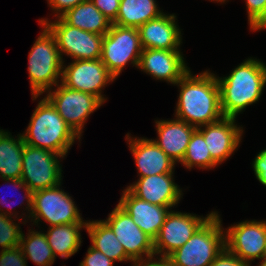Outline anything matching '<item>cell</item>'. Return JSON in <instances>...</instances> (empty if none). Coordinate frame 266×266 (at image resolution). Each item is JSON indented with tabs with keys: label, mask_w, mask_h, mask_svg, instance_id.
Returning a JSON list of instances; mask_svg holds the SVG:
<instances>
[{
	"label": "cell",
	"mask_w": 266,
	"mask_h": 266,
	"mask_svg": "<svg viewBox=\"0 0 266 266\" xmlns=\"http://www.w3.org/2000/svg\"><path fill=\"white\" fill-rule=\"evenodd\" d=\"M153 259L150 257L146 261L143 259L133 264H135L134 266H174L167 257H160L157 261H152Z\"/></svg>",
	"instance_id": "38"
},
{
	"label": "cell",
	"mask_w": 266,
	"mask_h": 266,
	"mask_svg": "<svg viewBox=\"0 0 266 266\" xmlns=\"http://www.w3.org/2000/svg\"><path fill=\"white\" fill-rule=\"evenodd\" d=\"M158 140H153L174 162H181L197 129L181 119L155 122Z\"/></svg>",
	"instance_id": "21"
},
{
	"label": "cell",
	"mask_w": 266,
	"mask_h": 266,
	"mask_svg": "<svg viewBox=\"0 0 266 266\" xmlns=\"http://www.w3.org/2000/svg\"><path fill=\"white\" fill-rule=\"evenodd\" d=\"M213 213L200 218L190 213L170 211L154 240L155 255L160 254L161 257H167L183 246Z\"/></svg>",
	"instance_id": "13"
},
{
	"label": "cell",
	"mask_w": 266,
	"mask_h": 266,
	"mask_svg": "<svg viewBox=\"0 0 266 266\" xmlns=\"http://www.w3.org/2000/svg\"><path fill=\"white\" fill-rule=\"evenodd\" d=\"M22 233L19 247L25 258L28 257L39 266H51L55 260L45 233L31 231L27 238Z\"/></svg>",
	"instance_id": "27"
},
{
	"label": "cell",
	"mask_w": 266,
	"mask_h": 266,
	"mask_svg": "<svg viewBox=\"0 0 266 266\" xmlns=\"http://www.w3.org/2000/svg\"><path fill=\"white\" fill-rule=\"evenodd\" d=\"M26 259L19 246L0 252V266H27Z\"/></svg>",
	"instance_id": "31"
},
{
	"label": "cell",
	"mask_w": 266,
	"mask_h": 266,
	"mask_svg": "<svg viewBox=\"0 0 266 266\" xmlns=\"http://www.w3.org/2000/svg\"><path fill=\"white\" fill-rule=\"evenodd\" d=\"M59 186L33 192V208L28 218L33 217L36 224L43 218L50 226L87 223L81 219L71 196L60 190Z\"/></svg>",
	"instance_id": "9"
},
{
	"label": "cell",
	"mask_w": 266,
	"mask_h": 266,
	"mask_svg": "<svg viewBox=\"0 0 266 266\" xmlns=\"http://www.w3.org/2000/svg\"><path fill=\"white\" fill-rule=\"evenodd\" d=\"M39 21L54 36L60 55L66 53L74 60L101 58L104 35L70 26L61 17L54 22H48L47 19Z\"/></svg>",
	"instance_id": "7"
},
{
	"label": "cell",
	"mask_w": 266,
	"mask_h": 266,
	"mask_svg": "<svg viewBox=\"0 0 266 266\" xmlns=\"http://www.w3.org/2000/svg\"><path fill=\"white\" fill-rule=\"evenodd\" d=\"M214 212L181 247L167 258L174 266H209L225 247V233Z\"/></svg>",
	"instance_id": "4"
},
{
	"label": "cell",
	"mask_w": 266,
	"mask_h": 266,
	"mask_svg": "<svg viewBox=\"0 0 266 266\" xmlns=\"http://www.w3.org/2000/svg\"><path fill=\"white\" fill-rule=\"evenodd\" d=\"M57 89L48 91L46 98L55 107L63 120L80 137L88 116L102 105V101L89 93L70 89L62 83Z\"/></svg>",
	"instance_id": "10"
},
{
	"label": "cell",
	"mask_w": 266,
	"mask_h": 266,
	"mask_svg": "<svg viewBox=\"0 0 266 266\" xmlns=\"http://www.w3.org/2000/svg\"><path fill=\"white\" fill-rule=\"evenodd\" d=\"M58 157L64 156L25 144L20 179L32 192L61 185Z\"/></svg>",
	"instance_id": "8"
},
{
	"label": "cell",
	"mask_w": 266,
	"mask_h": 266,
	"mask_svg": "<svg viewBox=\"0 0 266 266\" xmlns=\"http://www.w3.org/2000/svg\"><path fill=\"white\" fill-rule=\"evenodd\" d=\"M216 79L223 116L236 118L244 108L259 100L266 85V65L250 58L238 65L228 77Z\"/></svg>",
	"instance_id": "2"
},
{
	"label": "cell",
	"mask_w": 266,
	"mask_h": 266,
	"mask_svg": "<svg viewBox=\"0 0 266 266\" xmlns=\"http://www.w3.org/2000/svg\"><path fill=\"white\" fill-rule=\"evenodd\" d=\"M113 262L105 254L90 246L80 266H113Z\"/></svg>",
	"instance_id": "32"
},
{
	"label": "cell",
	"mask_w": 266,
	"mask_h": 266,
	"mask_svg": "<svg viewBox=\"0 0 266 266\" xmlns=\"http://www.w3.org/2000/svg\"><path fill=\"white\" fill-rule=\"evenodd\" d=\"M225 246L241 260L250 264L262 259L266 249V221H244L228 227Z\"/></svg>",
	"instance_id": "14"
},
{
	"label": "cell",
	"mask_w": 266,
	"mask_h": 266,
	"mask_svg": "<svg viewBox=\"0 0 266 266\" xmlns=\"http://www.w3.org/2000/svg\"><path fill=\"white\" fill-rule=\"evenodd\" d=\"M138 28L111 24L103 36L101 61L116 78L128 62L138 67L142 53Z\"/></svg>",
	"instance_id": "6"
},
{
	"label": "cell",
	"mask_w": 266,
	"mask_h": 266,
	"mask_svg": "<svg viewBox=\"0 0 266 266\" xmlns=\"http://www.w3.org/2000/svg\"><path fill=\"white\" fill-rule=\"evenodd\" d=\"M8 216V212H0V246L3 248L2 250L19 246L22 235L20 226Z\"/></svg>",
	"instance_id": "29"
},
{
	"label": "cell",
	"mask_w": 266,
	"mask_h": 266,
	"mask_svg": "<svg viewBox=\"0 0 266 266\" xmlns=\"http://www.w3.org/2000/svg\"><path fill=\"white\" fill-rule=\"evenodd\" d=\"M61 18L70 26L99 35H105L112 24L91 0L73 7Z\"/></svg>",
	"instance_id": "22"
},
{
	"label": "cell",
	"mask_w": 266,
	"mask_h": 266,
	"mask_svg": "<svg viewBox=\"0 0 266 266\" xmlns=\"http://www.w3.org/2000/svg\"><path fill=\"white\" fill-rule=\"evenodd\" d=\"M246 4L251 29L266 28V0H246Z\"/></svg>",
	"instance_id": "30"
},
{
	"label": "cell",
	"mask_w": 266,
	"mask_h": 266,
	"mask_svg": "<svg viewBox=\"0 0 266 266\" xmlns=\"http://www.w3.org/2000/svg\"><path fill=\"white\" fill-rule=\"evenodd\" d=\"M118 205L132 218L133 222L153 241L164 224L169 208L152 204L133 195L127 188Z\"/></svg>",
	"instance_id": "17"
},
{
	"label": "cell",
	"mask_w": 266,
	"mask_h": 266,
	"mask_svg": "<svg viewBox=\"0 0 266 266\" xmlns=\"http://www.w3.org/2000/svg\"><path fill=\"white\" fill-rule=\"evenodd\" d=\"M262 260L266 261V249H265V253H264V256H263Z\"/></svg>",
	"instance_id": "40"
},
{
	"label": "cell",
	"mask_w": 266,
	"mask_h": 266,
	"mask_svg": "<svg viewBox=\"0 0 266 266\" xmlns=\"http://www.w3.org/2000/svg\"><path fill=\"white\" fill-rule=\"evenodd\" d=\"M86 230L91 238V246L93 248L99 250L114 262L132 261L126 255L123 246L104 220L87 222Z\"/></svg>",
	"instance_id": "26"
},
{
	"label": "cell",
	"mask_w": 266,
	"mask_h": 266,
	"mask_svg": "<svg viewBox=\"0 0 266 266\" xmlns=\"http://www.w3.org/2000/svg\"><path fill=\"white\" fill-rule=\"evenodd\" d=\"M209 266H250L232 253L226 246Z\"/></svg>",
	"instance_id": "33"
},
{
	"label": "cell",
	"mask_w": 266,
	"mask_h": 266,
	"mask_svg": "<svg viewBox=\"0 0 266 266\" xmlns=\"http://www.w3.org/2000/svg\"><path fill=\"white\" fill-rule=\"evenodd\" d=\"M253 169L259 182L266 186V149L255 157Z\"/></svg>",
	"instance_id": "35"
},
{
	"label": "cell",
	"mask_w": 266,
	"mask_h": 266,
	"mask_svg": "<svg viewBox=\"0 0 266 266\" xmlns=\"http://www.w3.org/2000/svg\"><path fill=\"white\" fill-rule=\"evenodd\" d=\"M24 145L22 135L14 139L8 132L0 130V177L2 179L20 178Z\"/></svg>",
	"instance_id": "24"
},
{
	"label": "cell",
	"mask_w": 266,
	"mask_h": 266,
	"mask_svg": "<svg viewBox=\"0 0 266 266\" xmlns=\"http://www.w3.org/2000/svg\"><path fill=\"white\" fill-rule=\"evenodd\" d=\"M3 180H5V181H9V182H11V183H13V187L15 186H18V188H24V190H25V194H26V197H23V198H27V207L26 208H28V211H30L29 213H30V215H31V212H32V208H33V192L31 191V189L30 188H28L24 183H23V181L20 179V178H18V179H3ZM2 201V200H1ZM5 203V202H4ZM3 203V204H4ZM2 204V205H3ZM9 207V206H8ZM7 207V208H8ZM12 208V207H11ZM30 209V210H29Z\"/></svg>",
	"instance_id": "37"
},
{
	"label": "cell",
	"mask_w": 266,
	"mask_h": 266,
	"mask_svg": "<svg viewBox=\"0 0 266 266\" xmlns=\"http://www.w3.org/2000/svg\"><path fill=\"white\" fill-rule=\"evenodd\" d=\"M235 118L223 117L197 130L203 135L212 159L221 164L237 149L241 141L243 129L235 125ZM205 127V129H201Z\"/></svg>",
	"instance_id": "15"
},
{
	"label": "cell",
	"mask_w": 266,
	"mask_h": 266,
	"mask_svg": "<svg viewBox=\"0 0 266 266\" xmlns=\"http://www.w3.org/2000/svg\"><path fill=\"white\" fill-rule=\"evenodd\" d=\"M259 266H266V261H261Z\"/></svg>",
	"instance_id": "39"
},
{
	"label": "cell",
	"mask_w": 266,
	"mask_h": 266,
	"mask_svg": "<svg viewBox=\"0 0 266 266\" xmlns=\"http://www.w3.org/2000/svg\"><path fill=\"white\" fill-rule=\"evenodd\" d=\"M60 78L64 86L94 95L103 103L106 99L101 89L115 80L101 59L73 60L70 65L62 68Z\"/></svg>",
	"instance_id": "11"
},
{
	"label": "cell",
	"mask_w": 266,
	"mask_h": 266,
	"mask_svg": "<svg viewBox=\"0 0 266 266\" xmlns=\"http://www.w3.org/2000/svg\"><path fill=\"white\" fill-rule=\"evenodd\" d=\"M127 134L130 150L139 171L140 177L156 174L173 173L174 162L152 139L135 138Z\"/></svg>",
	"instance_id": "20"
},
{
	"label": "cell",
	"mask_w": 266,
	"mask_h": 266,
	"mask_svg": "<svg viewBox=\"0 0 266 266\" xmlns=\"http://www.w3.org/2000/svg\"><path fill=\"white\" fill-rule=\"evenodd\" d=\"M52 10L57 11V17H61L68 10L87 0H47Z\"/></svg>",
	"instance_id": "36"
},
{
	"label": "cell",
	"mask_w": 266,
	"mask_h": 266,
	"mask_svg": "<svg viewBox=\"0 0 266 266\" xmlns=\"http://www.w3.org/2000/svg\"><path fill=\"white\" fill-rule=\"evenodd\" d=\"M161 14L155 0H120L117 17L112 24L139 28Z\"/></svg>",
	"instance_id": "25"
},
{
	"label": "cell",
	"mask_w": 266,
	"mask_h": 266,
	"mask_svg": "<svg viewBox=\"0 0 266 266\" xmlns=\"http://www.w3.org/2000/svg\"><path fill=\"white\" fill-rule=\"evenodd\" d=\"M86 225L87 223H70L49 226L45 235L55 258L58 254L68 259L78 251L81 245L80 229L86 228Z\"/></svg>",
	"instance_id": "23"
},
{
	"label": "cell",
	"mask_w": 266,
	"mask_h": 266,
	"mask_svg": "<svg viewBox=\"0 0 266 266\" xmlns=\"http://www.w3.org/2000/svg\"><path fill=\"white\" fill-rule=\"evenodd\" d=\"M114 232L124 248L126 255L135 263L154 257V241L147 236L132 220L130 215L117 205L104 221Z\"/></svg>",
	"instance_id": "12"
},
{
	"label": "cell",
	"mask_w": 266,
	"mask_h": 266,
	"mask_svg": "<svg viewBox=\"0 0 266 266\" xmlns=\"http://www.w3.org/2000/svg\"><path fill=\"white\" fill-rule=\"evenodd\" d=\"M180 50L143 49L138 68L157 80L175 84L189 70Z\"/></svg>",
	"instance_id": "16"
},
{
	"label": "cell",
	"mask_w": 266,
	"mask_h": 266,
	"mask_svg": "<svg viewBox=\"0 0 266 266\" xmlns=\"http://www.w3.org/2000/svg\"><path fill=\"white\" fill-rule=\"evenodd\" d=\"M75 138L80 137L63 120L45 97L39 101L22 139L25 144L66 156Z\"/></svg>",
	"instance_id": "3"
},
{
	"label": "cell",
	"mask_w": 266,
	"mask_h": 266,
	"mask_svg": "<svg viewBox=\"0 0 266 266\" xmlns=\"http://www.w3.org/2000/svg\"><path fill=\"white\" fill-rule=\"evenodd\" d=\"M185 167L191 169L194 165L202 169L213 168L218 164L212 159L203 135L196 129L187 146L186 153L181 161Z\"/></svg>",
	"instance_id": "28"
},
{
	"label": "cell",
	"mask_w": 266,
	"mask_h": 266,
	"mask_svg": "<svg viewBox=\"0 0 266 266\" xmlns=\"http://www.w3.org/2000/svg\"><path fill=\"white\" fill-rule=\"evenodd\" d=\"M44 27L29 52V79L33 99L35 100L56 86L57 79L62 76L63 60L58 50L56 40L50 31Z\"/></svg>",
	"instance_id": "5"
},
{
	"label": "cell",
	"mask_w": 266,
	"mask_h": 266,
	"mask_svg": "<svg viewBox=\"0 0 266 266\" xmlns=\"http://www.w3.org/2000/svg\"><path fill=\"white\" fill-rule=\"evenodd\" d=\"M173 173L139 177L127 189L136 197L152 204L172 207L179 203L182 190L173 181Z\"/></svg>",
	"instance_id": "18"
},
{
	"label": "cell",
	"mask_w": 266,
	"mask_h": 266,
	"mask_svg": "<svg viewBox=\"0 0 266 266\" xmlns=\"http://www.w3.org/2000/svg\"><path fill=\"white\" fill-rule=\"evenodd\" d=\"M175 84L180 87L176 116L196 128L222 119L220 90L216 76L205 71L192 76L190 70Z\"/></svg>",
	"instance_id": "1"
},
{
	"label": "cell",
	"mask_w": 266,
	"mask_h": 266,
	"mask_svg": "<svg viewBox=\"0 0 266 266\" xmlns=\"http://www.w3.org/2000/svg\"><path fill=\"white\" fill-rule=\"evenodd\" d=\"M91 2L111 23L116 20L120 6V0H91Z\"/></svg>",
	"instance_id": "34"
},
{
	"label": "cell",
	"mask_w": 266,
	"mask_h": 266,
	"mask_svg": "<svg viewBox=\"0 0 266 266\" xmlns=\"http://www.w3.org/2000/svg\"><path fill=\"white\" fill-rule=\"evenodd\" d=\"M174 14H161L138 28L142 49L178 50L181 32Z\"/></svg>",
	"instance_id": "19"
},
{
	"label": "cell",
	"mask_w": 266,
	"mask_h": 266,
	"mask_svg": "<svg viewBox=\"0 0 266 266\" xmlns=\"http://www.w3.org/2000/svg\"><path fill=\"white\" fill-rule=\"evenodd\" d=\"M213 1L225 2L226 0H213Z\"/></svg>",
	"instance_id": "41"
}]
</instances>
